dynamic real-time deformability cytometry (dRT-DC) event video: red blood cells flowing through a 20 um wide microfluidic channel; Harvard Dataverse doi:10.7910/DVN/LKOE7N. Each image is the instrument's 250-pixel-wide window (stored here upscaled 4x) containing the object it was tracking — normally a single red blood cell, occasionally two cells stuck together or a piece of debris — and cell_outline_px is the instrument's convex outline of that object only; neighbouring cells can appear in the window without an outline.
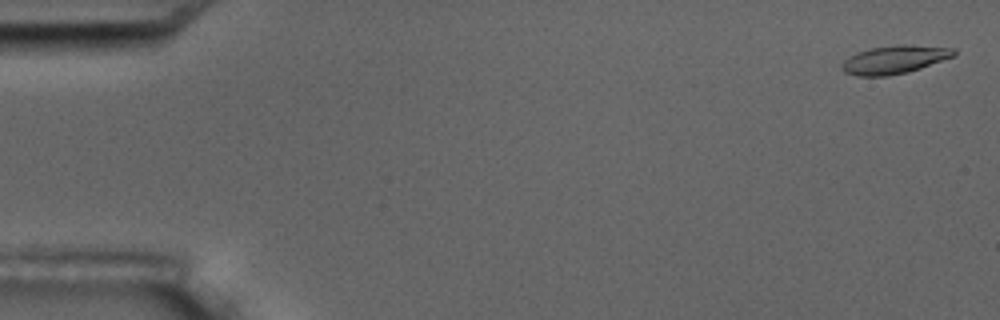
{"species": "common noctule bat (a hibernating species)", "species_latin": "Nyctalus noctula", "temperature_condition": "room temperature", "stored_images_in_passage": 5, "camera_frame_rate_fps": 3000, "um_per_image_px": 0.085, "animal": {"sex": "male", "body_mass_g": 17.5, "forearm_length_mm": 52.3}, "frame": {"image": 1, "passage_image": 1, "time_ms": 0.0, "image_size_px": [1000, 320], "cell_outline_px": [[956, 52], [952, 56], [920, 68], [908, 72], [888, 76], [856, 76], [844, 72], [840, 68], [840, 64], [844, 60], [856, 52], [872, 48], [896, 44], [904, 44], [956, 48]], "centroid_in_image_um": [75.97, 5.06], "position_along_channel_um": 9.0, "area_um2": 18.44}}
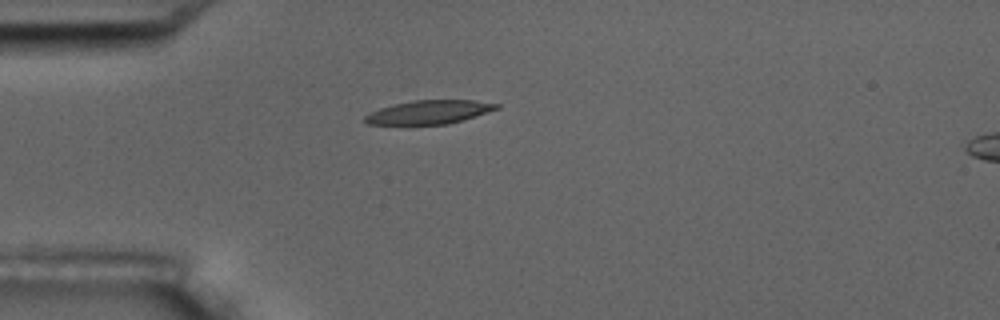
{"frame": {"image": 2, "passage_image": 5, "time_ms": 4.667, "image_size_px": [1000, 320], "cell_outline_px": [[500, 108], [488, 112], [448, 124], [368, 124], [364, 120], [364, 116], [380, 108], [412, 100], [476, 100], [500, 104]], "centroid_in_image_um": [36.51, 9.52], "position_along_channel_um": 48.5, "area_um2": 17.92}}